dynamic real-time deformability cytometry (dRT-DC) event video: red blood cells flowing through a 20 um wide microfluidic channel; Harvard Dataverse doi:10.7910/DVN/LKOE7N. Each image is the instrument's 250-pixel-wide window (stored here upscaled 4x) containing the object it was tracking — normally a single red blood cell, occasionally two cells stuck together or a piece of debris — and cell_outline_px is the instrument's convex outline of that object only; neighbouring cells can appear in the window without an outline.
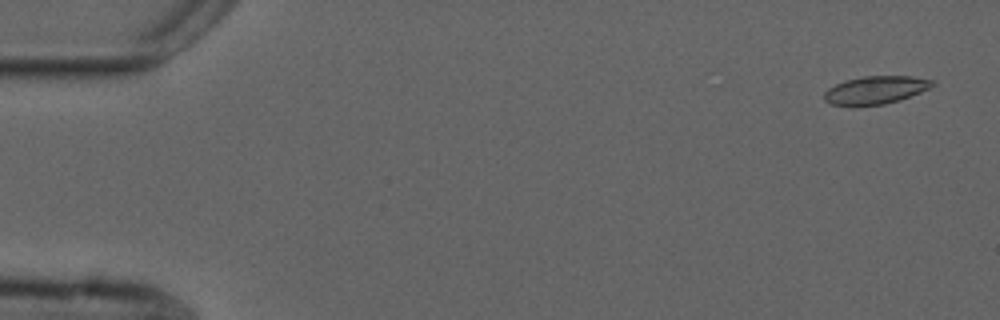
{"species": "common noctule bat (a hibernating species)", "species_latin": "Nyctalus noctula", "temperature_condition": "cold", "stored_images_in_passage": 55, "camera_frame_rate_fps": 3000, "um_per_image_px": 0.085, "animal": {"sex": "male", "forearm_length_mm": 52.5}, "frame": {"image": 1, "passage_image": 3, "time_ms": 0.667, "image_size_px": [1000, 320], "cell_outline_px": [[936, 84], [920, 92], [900, 100], [884, 104], [852, 108], [832, 104], [824, 100], [824, 92], [828, 88], [836, 84], [848, 80], [864, 76], [912, 76], [932, 80]], "centroid_in_image_um": [74.38, 7.68], "position_along_channel_um": 10.6, "area_um2": 17.86}}
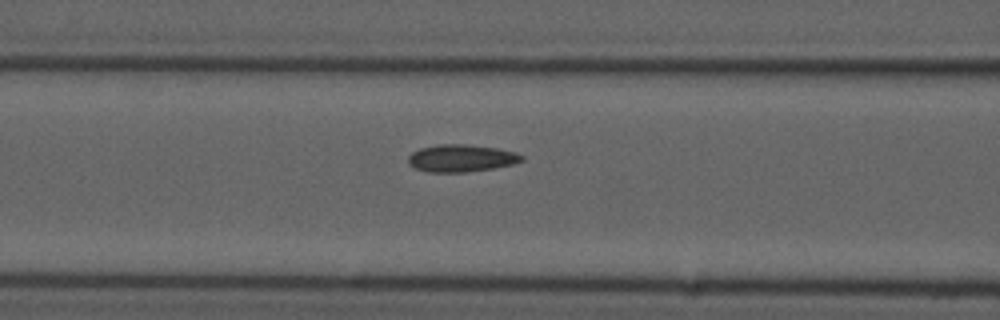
{"frame": {"image": 2, "passage_image": 23, "time_ms": 7.333, "image_size_px": [1000, 320], "cell_outline_px": [[524, 160], [512, 164], [492, 168], [464, 172], [428, 172], [416, 168], [408, 164], [408, 156], [412, 152], [420, 148], [440, 144], [464, 144], [496, 148], [516, 152], [524, 156]], "centroid_in_image_um": [39.19, 13.44], "position_along_channel_um": 127.4, "area_um2": 17.98}}
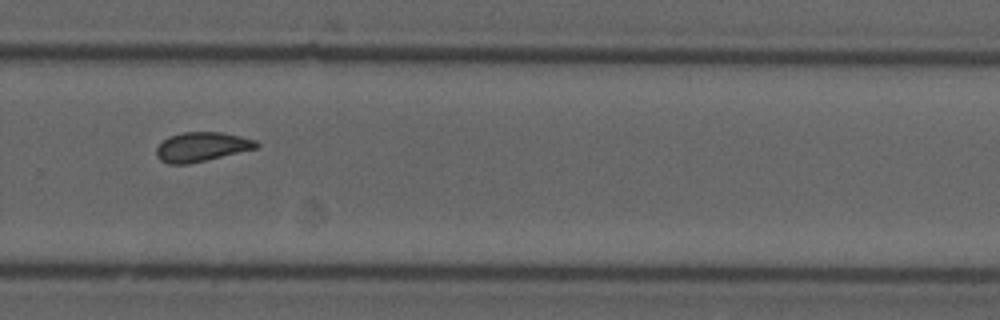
{"frame": {"image": 3, "passage_image": 38, "time_ms": 12.333, "image_size_px": [1000, 320], "cell_outline_px": [[260, 144], [256, 148], [188, 164], [168, 164], [160, 160], [156, 156], [156, 148], [168, 136], [184, 132], [220, 132], [240, 136], [256, 140]], "centroid_in_image_um": [17.11, 12.48], "position_along_channel_um": 312.7, "area_um2": 16.94}, "authors_computed_cell_mechanics": {"area_um2": 17.2822, "velocity_mm_per_s": 3.7189, "shape_relaxation_time_tau1_ms": null, "shape_relaxation_time_tau2_ms": 2.5426, "deformation_change_tau1": null, "deformation_change_tau2": 0.0829}}